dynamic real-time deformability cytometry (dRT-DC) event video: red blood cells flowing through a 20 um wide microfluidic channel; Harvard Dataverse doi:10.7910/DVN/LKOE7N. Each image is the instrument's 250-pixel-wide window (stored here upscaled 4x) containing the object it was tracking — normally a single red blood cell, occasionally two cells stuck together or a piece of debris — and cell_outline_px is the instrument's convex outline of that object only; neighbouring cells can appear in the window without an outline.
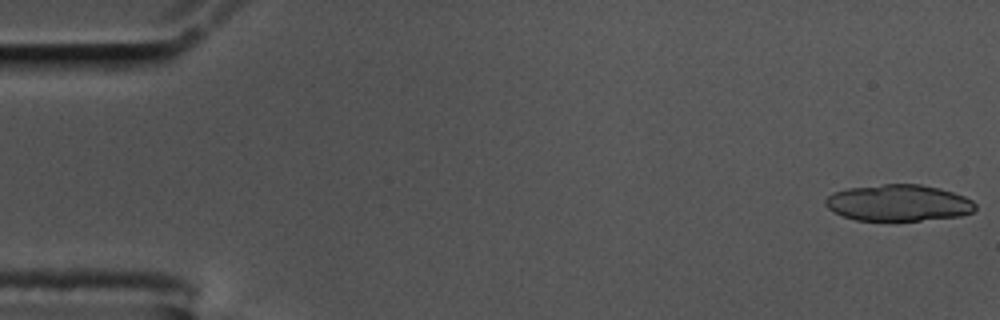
{"species": "common noctule bat (a hibernating species)", "species_latin": "Nyctalus noctula", "temperature_condition": "cold", "stored_images_in_passage": 51, "camera_frame_rate_fps": 3000, "um_per_image_px": 0.085, "animal": {"sex": "male", "body_mass_g": 17.5, "forearm_length_mm": 52.3}, "frame": {"image": 1, "passage_image": 1, "time_ms": 0.0, "image_size_px": [1000, 320], "cell_outline_px": [[976, 208], [972, 212], [960, 216], [920, 220], [856, 220], [832, 212], [824, 204], [824, 200], [832, 192], [848, 188], [884, 184], [920, 184], [940, 188], [964, 196], [972, 200], [976, 204]], "centroid_in_image_um": [76.35, 17.24], "position_along_channel_um": 8.6, "area_um2": 31.85}, "authors_computed_cell_mechanics": {"area_um2": 20.6346, "velocity_mm_per_s": 3.5002, "shape_relaxation_time_tau1_ms": null, "shape_relaxation_time_tau2_ms": 2.4383, "deformation_change_tau1": null, "deformation_change_tau2": 0.0903}}